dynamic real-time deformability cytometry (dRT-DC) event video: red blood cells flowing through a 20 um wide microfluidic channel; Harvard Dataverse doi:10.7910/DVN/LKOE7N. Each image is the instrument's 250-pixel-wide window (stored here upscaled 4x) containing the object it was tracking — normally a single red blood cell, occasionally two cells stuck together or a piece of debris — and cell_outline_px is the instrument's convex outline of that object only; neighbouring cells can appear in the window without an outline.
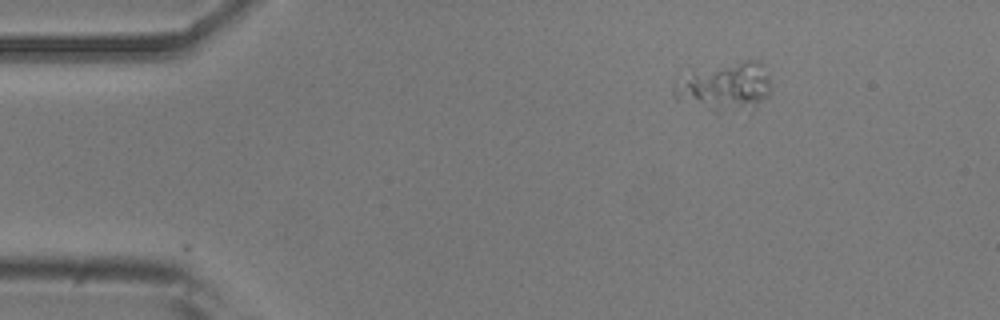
{"species": "common noctule bat (a hibernating species)", "species_latin": "Nyctalus noctula", "temperature_condition": "room temperature", "stored_images_in_passage": 14, "camera_frame_rate_fps": 3000, "um_per_image_px": 0.085, "animal": {"sex": "male", "body_mass_g": 20.5, "forearm_length_mm": 52.5}, "frame": {"image": 1, "passage_image": 1, "time_ms": 0.0, "image_size_px": [1000, 320], "cell_outline_px": [[772, 88], [768, 96], [752, 112], [716, 116], [676, 100], [672, 96], [672, 84], [676, 76], [692, 72], [744, 60], [760, 60], [764, 64]], "centroid_in_image_um": [61.59, 7.48], "position_along_channel_um": 23.4, "area_um2": 29.59}}
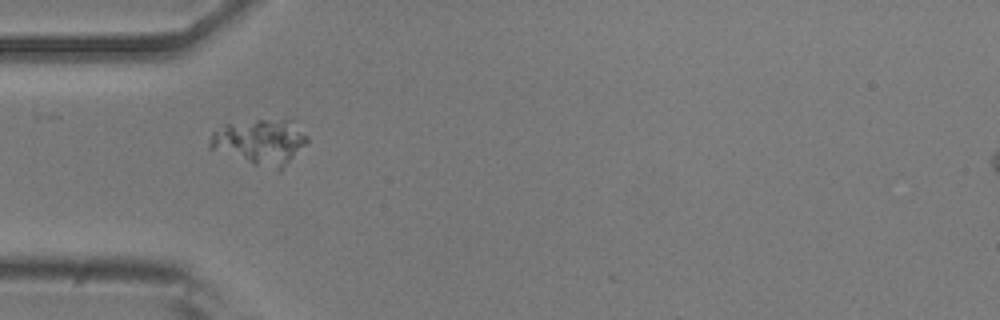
{"frame": {"image": 2, "passage_image": 10, "time_ms": 3.0, "image_size_px": [1000, 320], "cell_outline_px": [[308, 140], [280, 172], [252, 164], [208, 148], [208, 140], [212, 132], [224, 124], [284, 116], [288, 116], [308, 136]], "centroid_in_image_um": [22.12, 12.02], "position_along_channel_um": 62.9, "area_um2": 26.53}}
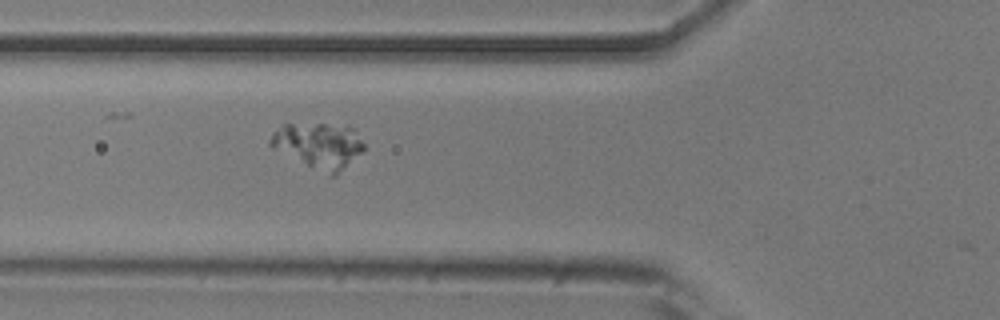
{"frame": {"image": 3, "passage_image": 13, "time_ms": 4.0, "image_size_px": [1000, 320], "cell_outline_px": [[364, 148], [336, 176], [332, 176], [272, 148], [268, 144], [272, 132], [284, 124], [348, 124], [352, 128], [364, 144]], "centroid_in_image_um": [27.07, 12.33], "position_along_channel_um": 98.7, "area_um2": 24.45}}